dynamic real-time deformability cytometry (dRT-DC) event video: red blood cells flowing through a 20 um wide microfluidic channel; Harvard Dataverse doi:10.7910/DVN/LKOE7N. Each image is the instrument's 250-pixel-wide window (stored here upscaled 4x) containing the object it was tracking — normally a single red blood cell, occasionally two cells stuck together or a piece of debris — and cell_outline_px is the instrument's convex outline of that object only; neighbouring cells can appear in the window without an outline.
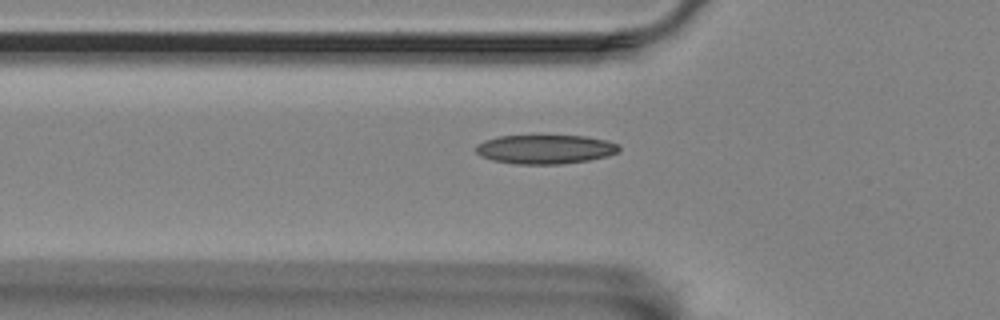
{"species": "Egyptian fruit bat (a non-hibernating species)", "species_latin": "Rousettus aegyptiacus", "temperature_condition": "room temperature", "stored_images_in_passage": 39, "camera_frame_rate_fps": 3000, "um_per_image_px": 0.085, "animal": {"sex": "female"}, "frame": {"image": 1, "passage_image": 5, "time_ms": 1.333, "image_size_px": [1000, 320], "cell_outline_px": [[620, 148], [616, 152], [608, 156], [588, 160], [560, 164], [516, 164], [492, 160], [480, 156], [476, 152], [476, 144], [484, 140], [496, 136], [588, 136], [608, 140], [620, 144]], "centroid_in_image_um": [46.34, 12.68], "position_along_channel_um": 79.5, "area_um2": 24.39}}
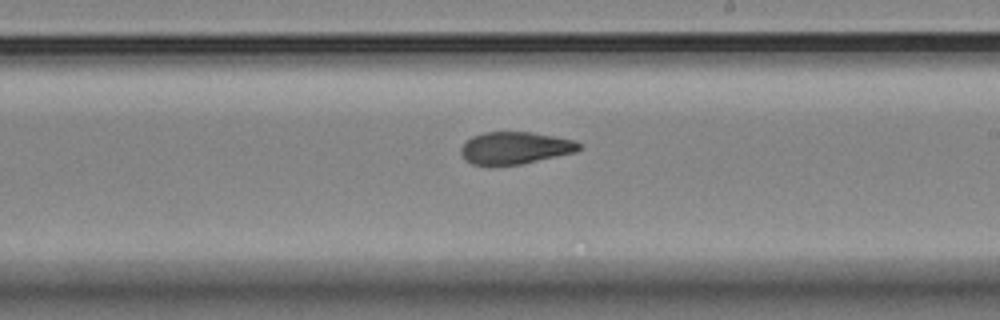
{"frame": {"image": 2, "passage_image": 19, "time_ms": 6.0, "image_size_px": [1000, 320], "cell_outline_px": [[580, 148], [576, 152], [520, 164], [492, 168], [488, 168], [472, 164], [464, 160], [460, 152], [460, 148], [472, 136], [484, 132], [532, 132], [576, 140], [580, 144]], "centroid_in_image_um": [43.72, 12.61], "position_along_channel_um": 245.3, "area_um2": 22.72}}
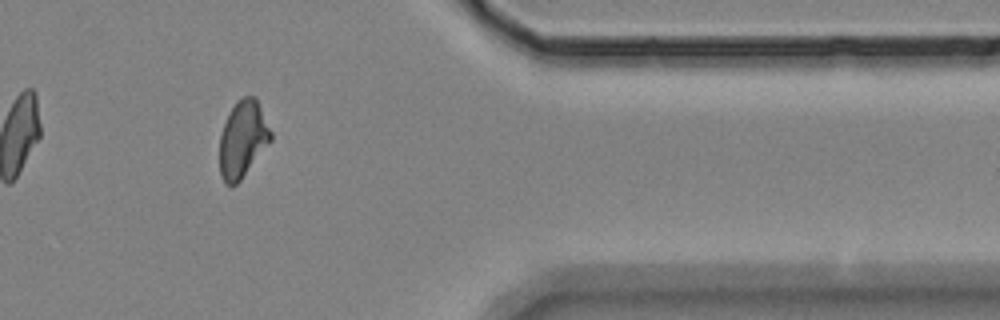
{"frame": {"image": 3, "passage_image": 33, "time_ms": 10.667, "image_size_px": [1000, 320], "cell_outline_px": [[272, 140], [240, 180], [232, 188], [220, 176], [220, 136], [224, 124], [236, 100], [244, 96], [256, 96], [272, 132]], "centroid_in_image_um": [20.65, 11.81], "position_along_channel_um": 390.8, "area_um2": 22.77}, "authors_computed_cell_mechanics": {"area_um2": 22.7732, "velocity_mm_per_s": 3.5277, "shape_relaxation_time_tau1_ms": null, "shape_relaxation_time_tau2_ms": 2.5445, "deformation_change_tau1": null, "deformation_change_tau2": 0.0683}}